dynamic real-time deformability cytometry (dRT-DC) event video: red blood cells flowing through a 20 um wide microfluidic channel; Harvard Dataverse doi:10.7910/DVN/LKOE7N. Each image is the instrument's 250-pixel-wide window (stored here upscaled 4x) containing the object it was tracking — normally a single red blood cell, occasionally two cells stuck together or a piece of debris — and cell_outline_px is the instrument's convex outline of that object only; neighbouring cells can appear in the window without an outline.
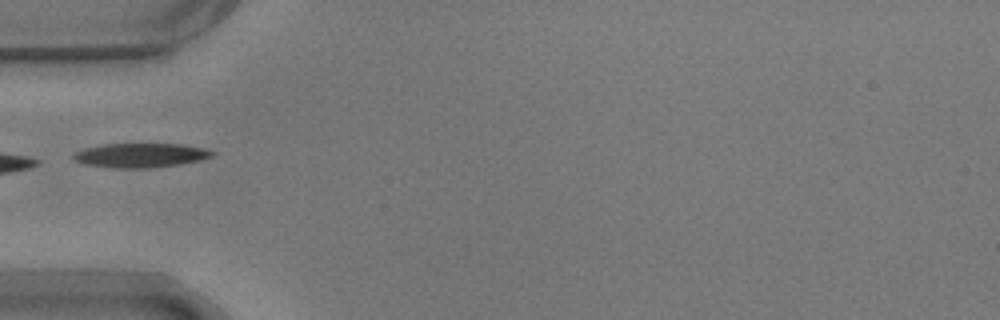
{"species": "common noctule bat (a hibernating species)", "species_latin": "Nyctalus noctula", "temperature_condition": "warm", "stored_images_in_passage": 24, "camera_frame_rate_fps": 3000, "um_per_image_px": 0.085, "animal": {"sex": "male", "body_mass_g": 17.9}, "frame": {"image": 1, "passage_image": 1, "time_ms": 0.0, "image_size_px": [1000, 320], "cell_outline_px": [[216, 152], [212, 156], [200, 160], [180, 164], [148, 168], [112, 168], [84, 164], [72, 160], [72, 152], [84, 148], [100, 144], [184, 144], [204, 148]], "centroid_in_image_um": [11.89, 13.2], "position_along_channel_um": 73.1, "area_um2": 19.88}}